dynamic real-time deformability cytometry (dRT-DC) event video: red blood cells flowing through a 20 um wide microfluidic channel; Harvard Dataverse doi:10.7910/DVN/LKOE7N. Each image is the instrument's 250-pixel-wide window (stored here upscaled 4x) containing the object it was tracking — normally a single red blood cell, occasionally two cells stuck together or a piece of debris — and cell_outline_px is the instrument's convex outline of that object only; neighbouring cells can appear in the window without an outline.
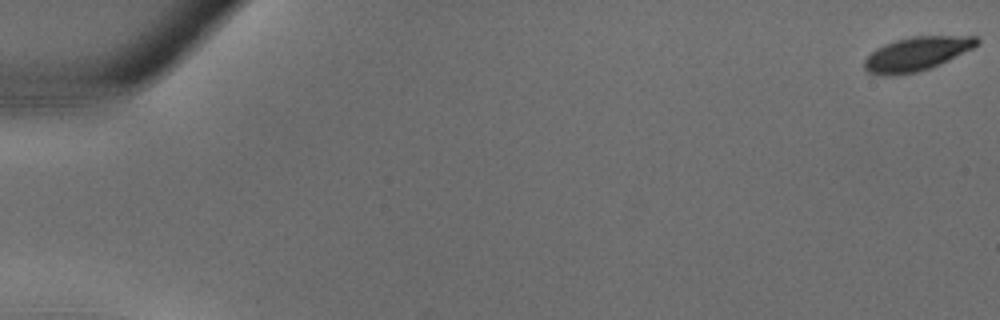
{"species": "common noctule bat (a hibernating species)", "species_latin": "Nyctalus noctula", "temperature_condition": "warm", "stored_images_in_passage": 38, "camera_frame_rate_fps": 3000, "um_per_image_px": 0.085, "animal": {"sex": "male", "body_mass_g": 18.8}, "frame": {"image": 1, "passage_image": 1, "time_ms": 0.0, "image_size_px": [1000, 320], "cell_outline_px": [[980, 44], [972, 48], [928, 68], [916, 72], [884, 76], [868, 72], [864, 68], [864, 60], [876, 48], [884, 44], [896, 40], [912, 36], [976, 36], [980, 40]], "centroid_in_image_um": [77.89, 4.56], "position_along_channel_um": 7.1, "area_um2": 21.73}}
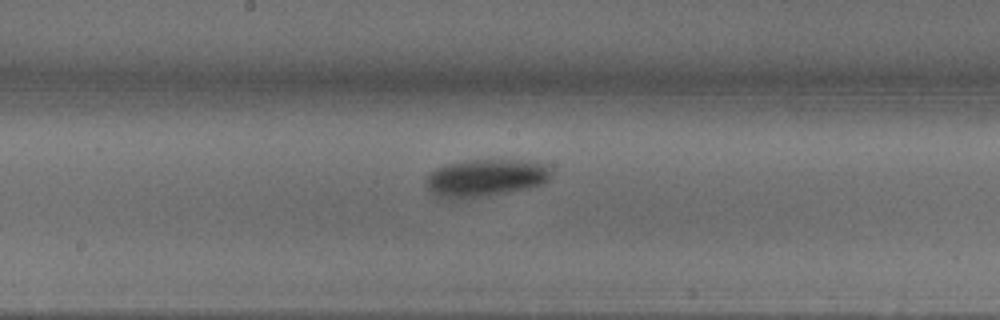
{"frame": {"image": 2, "passage_image": 21, "time_ms": 6.667, "image_size_px": [1000, 320], "cell_outline_px": [[552, 172], [548, 180], [544, 184], [528, 188], [508, 192], [484, 196], [436, 196], [428, 192], [428, 176], [436, 168], [448, 164], [464, 160], [536, 160], [552, 168]], "centroid_in_image_um": [41.38, 15.07], "position_along_channel_um": 206.8, "area_um2": 26.88}}
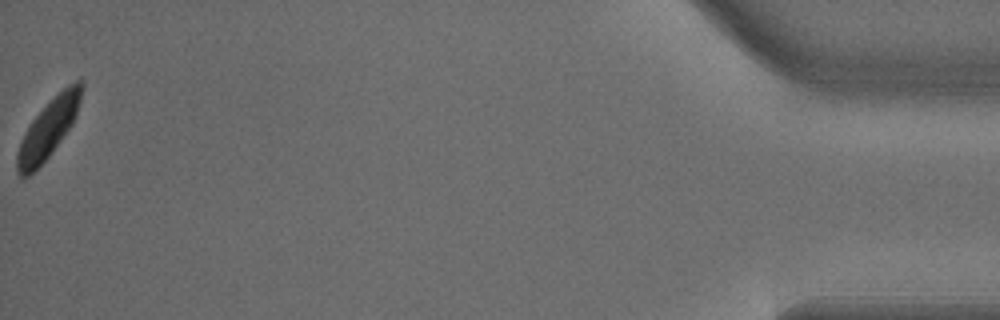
{"frame": {"image": 3, "passage_image": 38, "time_ms": 12.333, "image_size_px": [1000, 320], "cell_outline_px": [[84, 84], [80, 100], [72, 124], [48, 156], [24, 180], [16, 172], [16, 156], [20, 140], [24, 132], [32, 120], [68, 84], [76, 80], [80, 80]], "centroid_in_image_um": [4.07, 10.97], "position_along_channel_um": 431.1, "area_um2": 21.27}}